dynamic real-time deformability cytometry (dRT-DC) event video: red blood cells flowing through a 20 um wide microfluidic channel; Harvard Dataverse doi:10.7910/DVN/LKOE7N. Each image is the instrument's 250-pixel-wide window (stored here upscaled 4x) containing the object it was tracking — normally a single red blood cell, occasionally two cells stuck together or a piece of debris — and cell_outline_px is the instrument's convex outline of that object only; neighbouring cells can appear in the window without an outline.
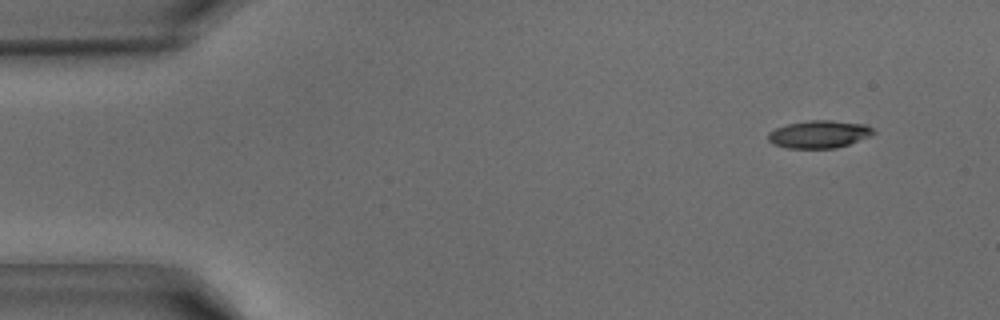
{"species": "common noctule bat (a hibernating species)", "species_latin": "Nyctalus noctula", "temperature_condition": "warm", "stored_images_in_passage": 37, "camera_frame_rate_fps": 3000, "um_per_image_px": 0.085, "animal": {"sex": "male", "body_mass_g": 15.6}, "frame": {"image": 1, "passage_image": 1, "time_ms": 0.0, "image_size_px": [1000, 320], "cell_outline_px": [[876, 132], [868, 136], [848, 144], [836, 148], [788, 148], [776, 144], [768, 140], [768, 132], [776, 128], [788, 124], [808, 120], [832, 120], [864, 124], [872, 128]], "centroid_in_image_um": [69.61, 11.4], "position_along_channel_um": 15.4, "area_um2": 16.7}}
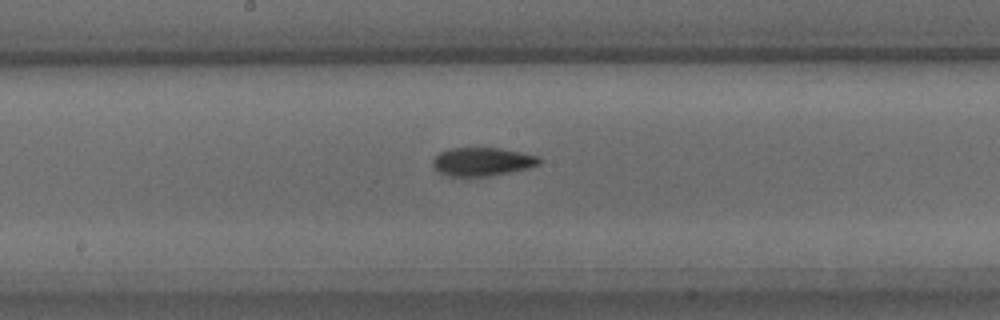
{"frame": {"image": 2, "passage_image": 19, "time_ms": 6.0, "image_size_px": [1000, 320], "cell_outline_px": [[540, 164], [528, 168], [468, 180], [448, 176], [440, 172], [432, 164], [432, 160], [440, 152], [448, 148], [500, 148], [540, 156]], "centroid_in_image_um": [40.95, 13.78], "position_along_channel_um": 207.2, "area_um2": 18.09}}
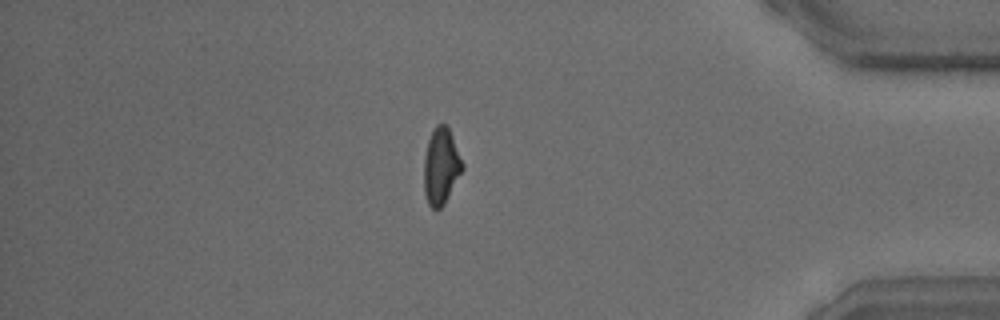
{"frame": {"image": 3, "passage_image": 33, "time_ms": 10.667, "image_size_px": [1000, 320], "cell_outline_px": [[464, 168], [444, 204], [436, 212], [428, 204], [424, 192], [424, 156], [428, 140], [436, 124], [444, 124], [448, 128], [452, 136], [464, 164]], "centroid_in_image_um": [37.48, 14.16], "position_along_channel_um": 397.7, "area_um2": 17.11}}